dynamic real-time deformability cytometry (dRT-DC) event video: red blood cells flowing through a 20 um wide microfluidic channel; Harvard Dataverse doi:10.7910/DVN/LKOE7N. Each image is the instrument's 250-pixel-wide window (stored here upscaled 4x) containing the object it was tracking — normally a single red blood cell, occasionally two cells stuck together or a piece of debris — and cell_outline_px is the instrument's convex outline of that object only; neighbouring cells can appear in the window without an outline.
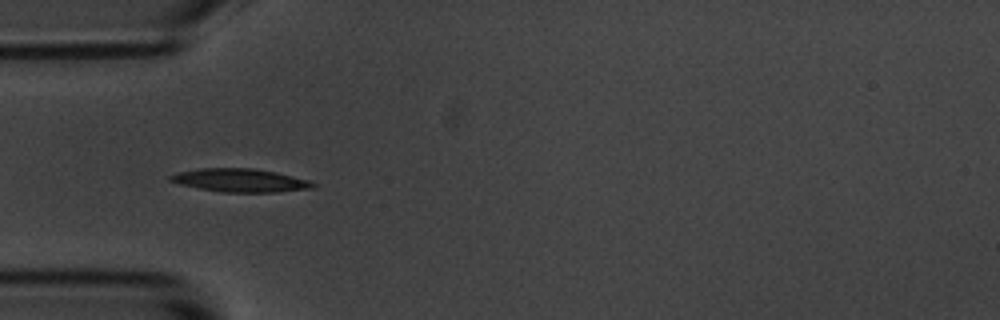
{"species": "common noctule bat (a hibernating species)", "species_latin": "Nyctalus noctula", "temperature_condition": "room temperature", "stored_images_in_passage": 5, "camera_frame_rate_fps": 3000, "um_per_image_px": 0.085, "animal": {"sex": "male", "body_mass_g": 20.1, "forearm_length_mm": 53.5}, "frame": {"image": 1, "passage_image": 1, "time_ms": 0.0, "image_size_px": [1000, 320], "cell_outline_px": [[316, 184], [312, 188], [280, 192], [220, 192], [180, 184], [168, 180], [168, 176], [180, 172], [200, 168], [252, 168], [276, 172], [308, 180]], "centroid_in_image_um": [20.41, 15.33], "position_along_channel_um": 64.6, "area_um2": 19.19}}
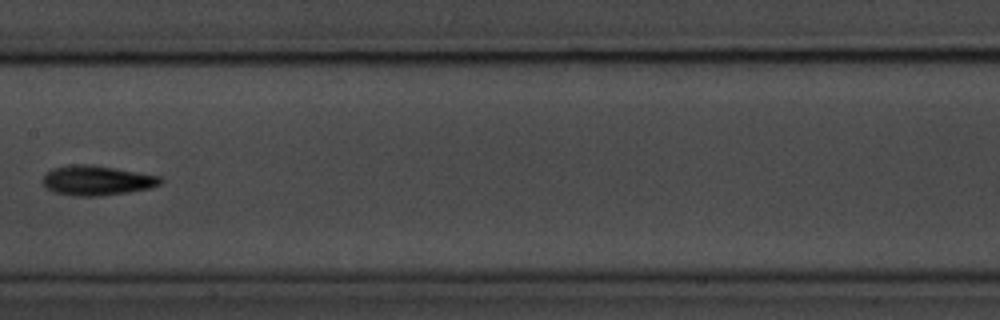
{"frame": {"image": 2, "passage_image": 4, "time_ms": 1.0, "image_size_px": [1000, 320], "cell_outline_px": [[164, 180], [160, 184], [148, 188], [128, 192], [100, 196], [72, 196], [56, 192], [48, 188], [44, 184], [44, 176], [52, 168], [68, 164], [92, 164], [116, 168], [160, 176]], "centroid_in_image_um": [8.24, 15.32], "position_along_channel_um": 199.2, "area_um2": 20.35}}
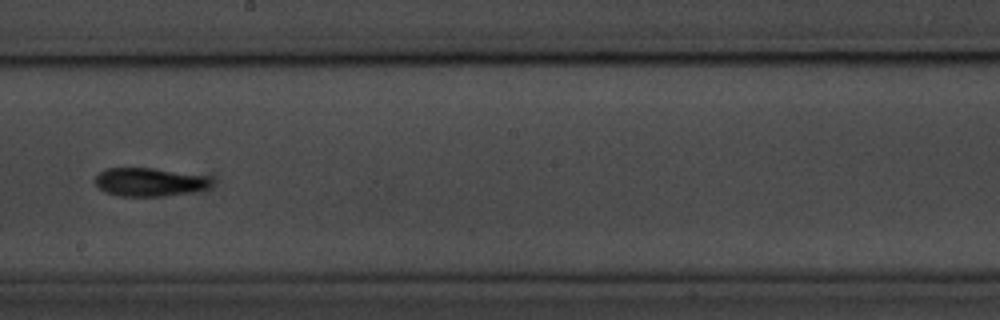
{"frame": {"image": 3, "passage_image": 5, "time_ms": 1.333, "image_size_px": [1000, 320], "cell_outline_px": [[212, 184], [208, 188], [192, 192], [164, 196], [116, 196], [104, 192], [96, 184], [96, 176], [100, 172], [108, 168], [152, 168], [204, 176], [212, 180]], "centroid_in_image_um": [12.68, 15.49], "position_along_channel_um": 235.5, "area_um2": 19.07}}